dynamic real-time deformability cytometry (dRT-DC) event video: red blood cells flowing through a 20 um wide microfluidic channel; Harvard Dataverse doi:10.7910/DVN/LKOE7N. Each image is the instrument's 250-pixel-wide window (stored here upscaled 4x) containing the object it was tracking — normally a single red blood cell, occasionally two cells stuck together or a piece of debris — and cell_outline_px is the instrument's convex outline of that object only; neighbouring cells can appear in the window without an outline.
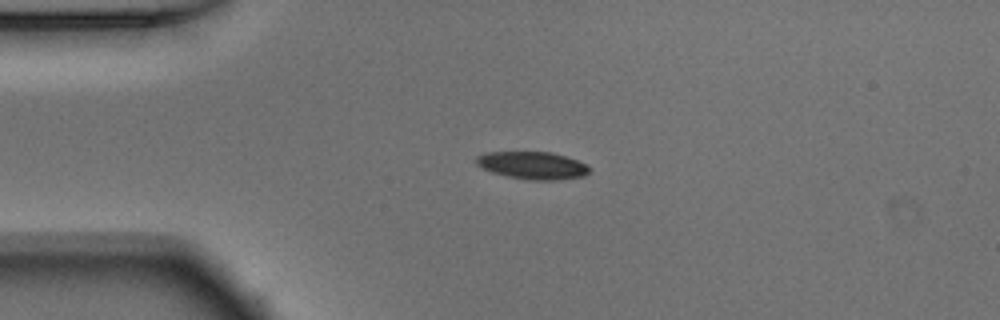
{"species": "Egyptian fruit bat (a non-hibernating species)", "species_latin": "Rousettus aegyptiacus", "temperature_condition": "warm", "stored_images_in_passage": 40, "camera_frame_rate_fps": 3000, "um_per_image_px": 0.085, "animal": {"sex": "male"}, "frame": {"image": 1, "passage_image": 1, "time_ms": 0.0, "image_size_px": [1000, 320], "cell_outline_px": [[592, 168], [584, 176], [556, 180], [532, 180], [508, 176], [492, 172], [476, 164], [476, 156], [484, 152], [552, 152], [588, 164]], "centroid_in_image_um": [45.28, 14.05], "position_along_channel_um": 39.7, "area_um2": 18.09}}
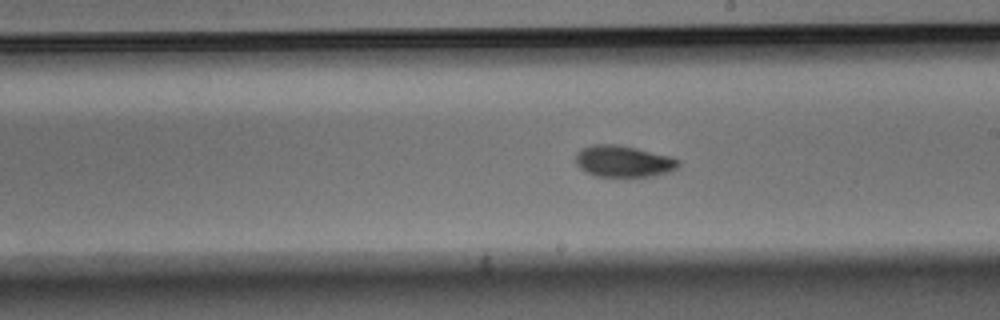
{"frame": {"image": 2, "passage_image": 18, "time_ms": 5.667, "image_size_px": [1000, 320], "cell_outline_px": [[680, 164], [672, 172], [652, 176], [596, 176], [580, 168], [576, 164], [576, 152], [580, 148], [592, 144], [620, 144], [672, 156], [680, 160]], "centroid_in_image_um": [53.02, 13.69], "position_along_channel_um": 236.0, "area_um2": 19.13}}
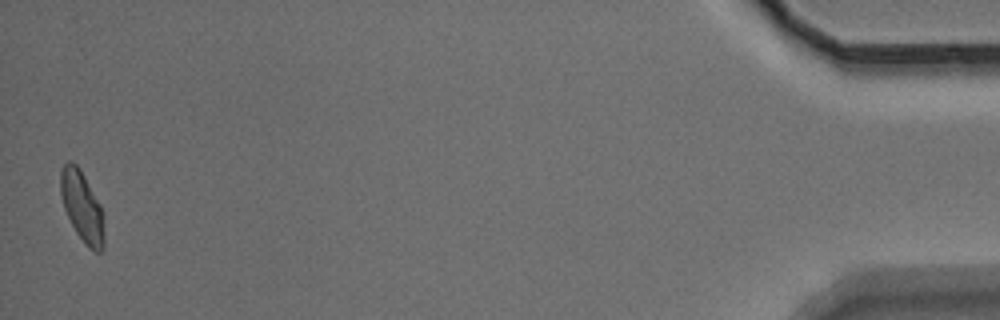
{"frame": {"image": 3, "passage_image": 40, "time_ms": 13.0, "image_size_px": [1000, 320], "cell_outline_px": [[104, 248], [100, 252], [96, 252], [88, 248], [84, 244], [76, 232], [64, 208], [60, 192], [60, 172], [64, 164], [68, 160], [72, 160], [80, 168], [100, 204], [104, 216]], "centroid_in_image_um": [6.99, 17.56], "position_along_channel_um": 428.2, "area_um2": 18.09}, "authors_computed_cell_mechanics": {"area_um2": 18.6405, "velocity_mm_per_s": 3.9023, "shape_relaxation_time_tau1_ms": 2.987, "shape_relaxation_time_tau2_ms": 3.1016, "deformation_change_tau1": 0.1182, "deformation_change_tau2": 0.0729}}